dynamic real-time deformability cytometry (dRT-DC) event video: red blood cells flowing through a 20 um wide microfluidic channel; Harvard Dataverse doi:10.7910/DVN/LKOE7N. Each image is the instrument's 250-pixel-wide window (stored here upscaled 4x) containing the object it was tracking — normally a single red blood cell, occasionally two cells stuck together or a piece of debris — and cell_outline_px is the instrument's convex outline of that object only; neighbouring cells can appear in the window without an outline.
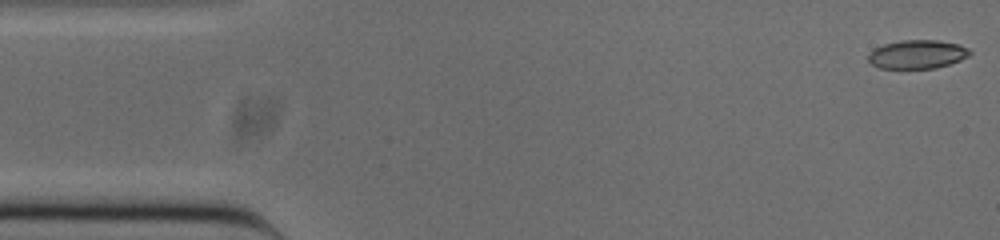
{"species": "common noctule bat (a hibernating species)", "species_latin": "Nyctalus noctula", "temperature_condition": "cold", "stored_images_in_passage": 52, "camera_frame_rate_fps": 3000, "um_per_image_px": 0.085, "animal": {"sex": "male", "body_mass_g": 20.0, "forearm_length_mm": 53.3}, "frame": {"image": 1, "passage_image": 1, "time_ms": 0.0, "image_size_px": [1000, 240], "cell_outline_px": [[972, 52], [968, 56], [960, 60], [936, 68], [880, 68], [872, 64], [868, 60], [868, 52], [884, 44], [900, 40], [936, 40], [956, 44], [968, 48]], "centroid_in_image_um": [77.95, 4.61], "position_along_channel_um": 7.1, "area_um2": 16.82}}
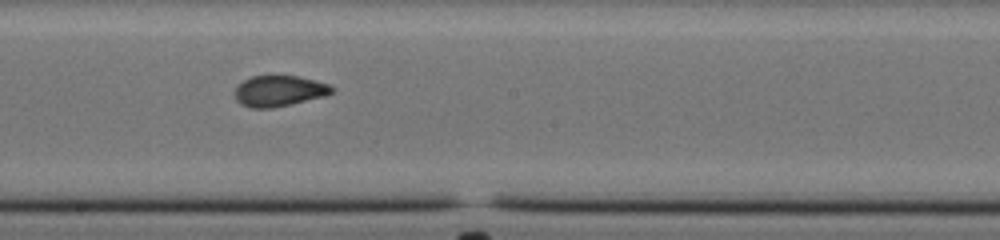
{"frame": {"image": 2, "passage_image": 27, "time_ms": 8.667, "image_size_px": [1000, 240], "cell_outline_px": [[336, 88], [332, 92], [324, 96], [272, 108], [252, 108], [240, 104], [236, 100], [236, 88], [244, 80], [252, 76], [300, 76], [316, 80], [328, 84]], "centroid_in_image_um": [23.74, 7.73], "position_along_channel_um": 224.5, "area_um2": 17.28}}
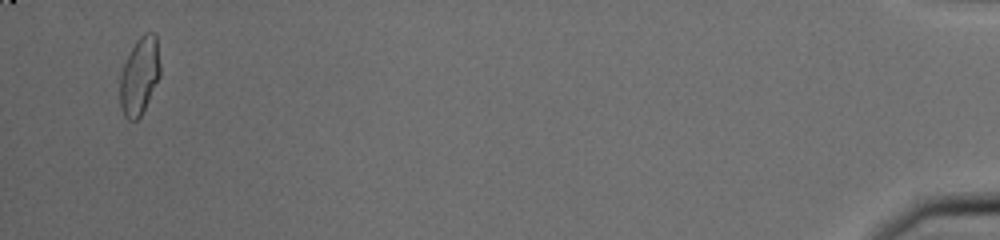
{"frame": {"image": 3, "passage_image": 50, "time_ms": 16.333, "image_size_px": [1000, 240], "cell_outline_px": [[160, 76], [140, 116], [136, 120], [128, 120], [124, 116], [120, 104], [120, 76], [124, 64], [136, 40], [144, 32], [152, 32], [156, 36], [160, 64]], "centroid_in_image_um": [11.86, 6.44], "position_along_channel_um": 423.3, "area_um2": 17.92}, "authors_computed_cell_mechanics": {"area_um2": 17.8313, "velocity_mm_per_s": 3.8631, "shape_relaxation_time_tau1_ms": null, "shape_relaxation_time_tau2_ms": 1.375, "deformation_change_tau1": null, "deformation_change_tau2": 0.061}}